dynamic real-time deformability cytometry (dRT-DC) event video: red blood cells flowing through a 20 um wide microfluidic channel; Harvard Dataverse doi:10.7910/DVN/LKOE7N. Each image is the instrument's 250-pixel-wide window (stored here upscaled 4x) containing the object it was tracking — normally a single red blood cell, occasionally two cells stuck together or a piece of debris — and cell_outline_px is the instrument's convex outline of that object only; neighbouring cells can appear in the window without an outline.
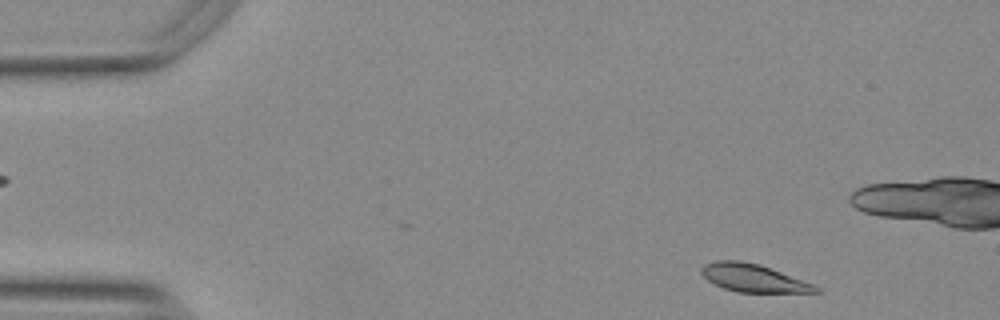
{"species": "Egyptian fruit bat (a non-hibernating species)", "species_latin": "Rousettus aegyptiacus", "temperature_condition": "warm", "stored_images_in_passage": 11, "camera_frame_rate_fps": 3000, "um_per_image_px": 0.085, "animal": {"sex": "female"}, "frame": {"image": 1, "passage_image": 2, "time_ms": 0.333, "image_size_px": [1000, 320], "cell_outline_px": [[820, 292], [736, 292], [724, 288], [708, 280], [700, 272], [700, 268], [704, 264], [716, 260], [740, 260], [760, 264], [812, 284], [820, 288]], "centroid_in_image_um": [63.98, 23.62], "position_along_channel_um": 21.0, "area_um2": 18.32}}